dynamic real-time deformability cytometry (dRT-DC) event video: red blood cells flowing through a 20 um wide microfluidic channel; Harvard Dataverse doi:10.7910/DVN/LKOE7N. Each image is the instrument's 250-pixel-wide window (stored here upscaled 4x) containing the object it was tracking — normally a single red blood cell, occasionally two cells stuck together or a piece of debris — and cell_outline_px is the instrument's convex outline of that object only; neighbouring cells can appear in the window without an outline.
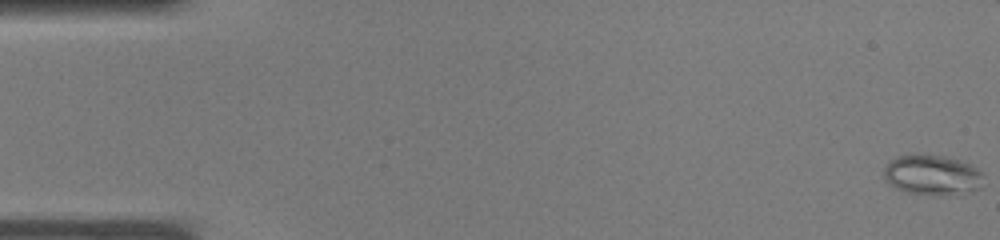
{"species": "common noctule bat (a hibernating species)", "species_latin": "Nyctalus noctula", "temperature_condition": "warm", "stored_images_in_passage": 13, "camera_frame_rate_fps": 3000, "um_per_image_px": 0.085, "animal": {"sex": "male", "body_mass_g": 19.0, "forearm_length_mm": 50.8}, "frame": {"image": 1, "passage_image": 1, "time_ms": 0.0, "image_size_px": [1000, 240], "cell_outline_px": [[984, 172], [980, 188], [952, 192], [908, 192], [896, 188], [888, 184], [884, 176], [884, 168], [896, 156], [912, 152], [916, 152], [944, 156], [960, 160]], "centroid_in_image_um": [79.17, 14.77], "position_along_channel_um": 5.8, "area_um2": 22.66}}